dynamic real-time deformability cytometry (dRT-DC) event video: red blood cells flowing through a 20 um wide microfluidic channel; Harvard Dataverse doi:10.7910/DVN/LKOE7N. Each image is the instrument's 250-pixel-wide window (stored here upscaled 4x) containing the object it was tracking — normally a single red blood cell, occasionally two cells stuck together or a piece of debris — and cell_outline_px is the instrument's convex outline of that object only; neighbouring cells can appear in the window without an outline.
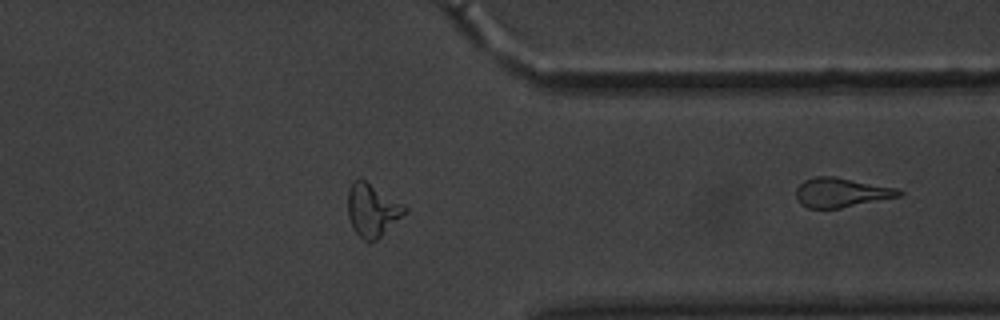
{"species": "common noctule bat (a hibernating species)", "species_latin": "Nyctalus noctula", "temperature_condition": "warm", "stored_images_in_passage": 48, "segment_of_instrument_passage": [2, 2], "camera_frame_rate_fps": 3000, "um_per_image_px": 0.085, "animal": {"sex": "male", "body_mass_g": 20.1, "forearm_length_mm": 53.5}, "frame": {"image": 1, "passage_image": 48, "time_ms": 15.667, "image_size_px": [1000, 320], "cell_outline_px": [[904, 196], [840, 208], [808, 208], [800, 204], [796, 196], [796, 188], [804, 180], [816, 176], [836, 176], [896, 188], [904, 192]], "centroid_in_image_um": [71.53, 16.36], "position_along_channel_um": 339.9, "area_um2": 17.8}}